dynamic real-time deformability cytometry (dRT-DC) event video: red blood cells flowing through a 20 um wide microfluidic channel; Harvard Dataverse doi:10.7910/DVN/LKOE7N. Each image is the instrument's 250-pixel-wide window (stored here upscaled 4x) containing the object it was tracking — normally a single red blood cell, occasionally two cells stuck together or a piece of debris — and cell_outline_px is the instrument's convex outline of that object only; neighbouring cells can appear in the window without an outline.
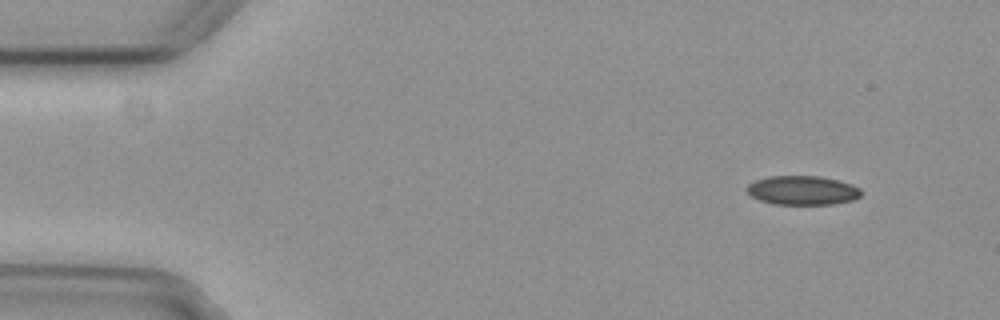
{"species": "common noctule bat (a hibernating species)", "species_latin": "Nyctalus noctula", "temperature_condition": "cold", "stored_images_in_passage": 5, "segment_of_instrument_passage": [2, 2], "camera_frame_rate_fps": 3000, "um_per_image_px": 0.085, "animal": {"sex": "female", "body_mass_g": 29.2, "forearm_length_mm": 56.3}, "frame": {"image": 1, "passage_image": 5, "time_ms": 1.333, "image_size_px": [1000, 320], "cell_outline_px": [[864, 192], [860, 196], [852, 200], [832, 204], [772, 204], [760, 200], [752, 196], [748, 192], [748, 184], [756, 180], [768, 176], [820, 176], [852, 184], [860, 188]], "centroid_in_image_um": [68.24, 16.18], "position_along_channel_um": 16.8, "area_um2": 19.31}}